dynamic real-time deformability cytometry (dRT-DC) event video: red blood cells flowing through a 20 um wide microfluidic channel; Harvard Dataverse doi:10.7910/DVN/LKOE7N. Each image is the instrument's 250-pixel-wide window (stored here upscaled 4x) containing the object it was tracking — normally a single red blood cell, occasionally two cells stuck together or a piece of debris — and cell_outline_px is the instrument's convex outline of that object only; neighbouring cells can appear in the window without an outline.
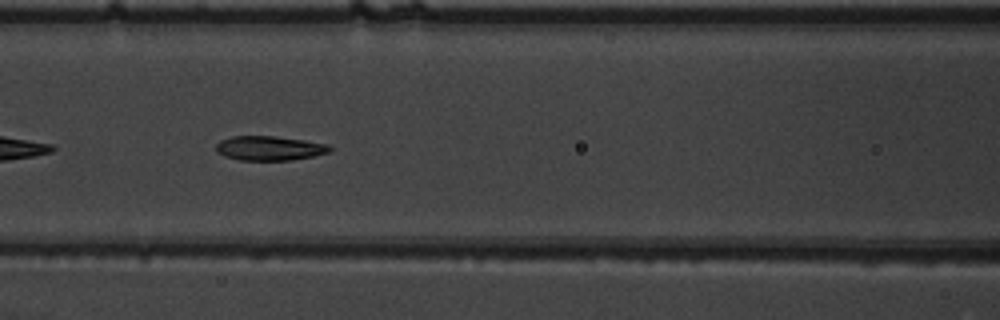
{"species": "common noctule bat (a hibernating species)", "species_latin": "Nyctalus noctula", "temperature_condition": "warm", "stored_images_in_passage": 37, "camera_frame_rate_fps": 3000, "um_per_image_px": 0.085, "animal": {"sex": "male", "body_mass_g": 19.5, "forearm_length_mm": 54.6}, "frame": {"image": 1, "passage_image": 8, "time_ms": 2.333, "image_size_px": [1000, 320], "cell_outline_px": [[332, 152], [292, 160], [240, 160], [224, 156], [216, 152], [216, 144], [220, 140], [232, 136], [272, 136], [304, 140], [328, 144], [332, 148]], "centroid_in_image_um": [22.9, 12.6], "position_along_channel_um": 143.7, "area_um2": 16.24}}
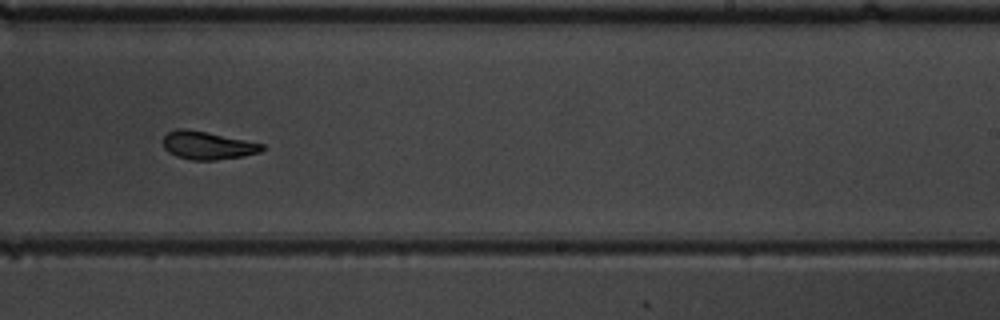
{"frame": {"image": 2, "passage_image": 18, "time_ms": 5.667, "image_size_px": [1000, 320], "cell_outline_px": [[264, 148], [260, 152], [244, 156], [216, 160], [192, 160], [176, 156], [168, 152], [164, 148], [164, 136], [168, 132], [176, 128], [188, 128], [264, 144]], "centroid_in_image_um": [17.62, 12.35], "position_along_channel_um": 271.4, "area_um2": 16.18}}
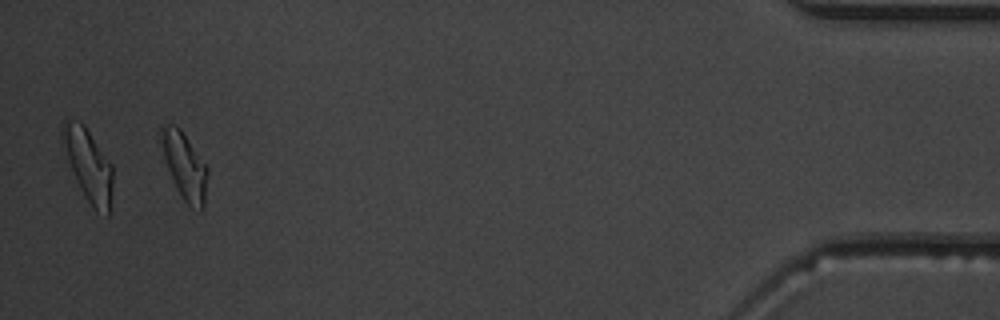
{"frame": {"image": 3, "passage_image": 35, "time_ms": 11.333, "image_size_px": [1000, 320], "cell_outline_px": [[208, 176], [204, 208], [200, 212], [188, 204], [184, 200], [168, 168], [164, 156], [160, 136], [160, 128], [168, 124], [176, 124], [180, 128], [208, 168]], "centroid_in_image_um": [15.72, 14.1], "position_along_channel_um": 419.5, "area_um2": 17.63}, "authors_computed_cell_mechanics": {"area_um2": 16.4152, "velocity_mm_per_s": 3.8459, "shape_relaxation_time_tau1_ms": 3.8375, "shape_relaxation_time_tau2_ms": 2.0587, "deformation_change_tau1": 0.185, "deformation_change_tau2": 0.1005}}